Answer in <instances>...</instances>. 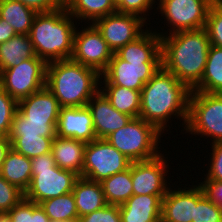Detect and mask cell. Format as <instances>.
I'll return each mask as SVG.
<instances>
[{
    "mask_svg": "<svg viewBox=\"0 0 222 222\" xmlns=\"http://www.w3.org/2000/svg\"><path fill=\"white\" fill-rule=\"evenodd\" d=\"M191 91L161 66L140 91L139 117L154 125L162 134L172 116L182 120V127L185 128Z\"/></svg>",
    "mask_w": 222,
    "mask_h": 222,
    "instance_id": "1",
    "label": "cell"
},
{
    "mask_svg": "<svg viewBox=\"0 0 222 222\" xmlns=\"http://www.w3.org/2000/svg\"><path fill=\"white\" fill-rule=\"evenodd\" d=\"M161 36V64L191 90L201 81L207 63L210 40L205 28Z\"/></svg>",
    "mask_w": 222,
    "mask_h": 222,
    "instance_id": "2",
    "label": "cell"
},
{
    "mask_svg": "<svg viewBox=\"0 0 222 222\" xmlns=\"http://www.w3.org/2000/svg\"><path fill=\"white\" fill-rule=\"evenodd\" d=\"M101 75L71 59L52 61L46 66V87L61 107L86 106L100 90Z\"/></svg>",
    "mask_w": 222,
    "mask_h": 222,
    "instance_id": "3",
    "label": "cell"
},
{
    "mask_svg": "<svg viewBox=\"0 0 222 222\" xmlns=\"http://www.w3.org/2000/svg\"><path fill=\"white\" fill-rule=\"evenodd\" d=\"M75 20L65 6L54 11L37 13L29 33L37 57L46 63L70 59L77 28Z\"/></svg>",
    "mask_w": 222,
    "mask_h": 222,
    "instance_id": "4",
    "label": "cell"
},
{
    "mask_svg": "<svg viewBox=\"0 0 222 222\" xmlns=\"http://www.w3.org/2000/svg\"><path fill=\"white\" fill-rule=\"evenodd\" d=\"M32 180L24 198L40 204L47 199L71 193L77 178L72 171L58 167L52 152L31 158Z\"/></svg>",
    "mask_w": 222,
    "mask_h": 222,
    "instance_id": "5",
    "label": "cell"
},
{
    "mask_svg": "<svg viewBox=\"0 0 222 222\" xmlns=\"http://www.w3.org/2000/svg\"><path fill=\"white\" fill-rule=\"evenodd\" d=\"M161 137L162 133L154 125L136 117L131 118L126 126L114 131L106 139L134 162L157 157L161 152L158 150Z\"/></svg>",
    "mask_w": 222,
    "mask_h": 222,
    "instance_id": "6",
    "label": "cell"
},
{
    "mask_svg": "<svg viewBox=\"0 0 222 222\" xmlns=\"http://www.w3.org/2000/svg\"><path fill=\"white\" fill-rule=\"evenodd\" d=\"M183 131L202 139L211 138V143L222 141V94L191 91Z\"/></svg>",
    "mask_w": 222,
    "mask_h": 222,
    "instance_id": "7",
    "label": "cell"
},
{
    "mask_svg": "<svg viewBox=\"0 0 222 222\" xmlns=\"http://www.w3.org/2000/svg\"><path fill=\"white\" fill-rule=\"evenodd\" d=\"M47 63L35 56L0 71V87L17 102L46 86Z\"/></svg>",
    "mask_w": 222,
    "mask_h": 222,
    "instance_id": "8",
    "label": "cell"
},
{
    "mask_svg": "<svg viewBox=\"0 0 222 222\" xmlns=\"http://www.w3.org/2000/svg\"><path fill=\"white\" fill-rule=\"evenodd\" d=\"M131 162L107 139L96 138L86 144L82 177L101 182L111 175L128 169Z\"/></svg>",
    "mask_w": 222,
    "mask_h": 222,
    "instance_id": "9",
    "label": "cell"
},
{
    "mask_svg": "<svg viewBox=\"0 0 222 222\" xmlns=\"http://www.w3.org/2000/svg\"><path fill=\"white\" fill-rule=\"evenodd\" d=\"M156 9L164 16L169 34L205 28L213 0H157ZM170 25V26H169Z\"/></svg>",
    "mask_w": 222,
    "mask_h": 222,
    "instance_id": "10",
    "label": "cell"
},
{
    "mask_svg": "<svg viewBox=\"0 0 222 222\" xmlns=\"http://www.w3.org/2000/svg\"><path fill=\"white\" fill-rule=\"evenodd\" d=\"M74 33L71 60L96 70L100 75L107 69L113 51L108 47L101 32L92 23ZM78 29V30H77ZM80 30V31H79Z\"/></svg>",
    "mask_w": 222,
    "mask_h": 222,
    "instance_id": "11",
    "label": "cell"
},
{
    "mask_svg": "<svg viewBox=\"0 0 222 222\" xmlns=\"http://www.w3.org/2000/svg\"><path fill=\"white\" fill-rule=\"evenodd\" d=\"M93 24L113 53L140 37L148 26L147 21L138 15L117 11L97 19Z\"/></svg>",
    "mask_w": 222,
    "mask_h": 222,
    "instance_id": "12",
    "label": "cell"
},
{
    "mask_svg": "<svg viewBox=\"0 0 222 222\" xmlns=\"http://www.w3.org/2000/svg\"><path fill=\"white\" fill-rule=\"evenodd\" d=\"M168 157L161 152L157 157L131 162V180L134 195H165L171 187L167 173Z\"/></svg>",
    "mask_w": 222,
    "mask_h": 222,
    "instance_id": "13",
    "label": "cell"
},
{
    "mask_svg": "<svg viewBox=\"0 0 222 222\" xmlns=\"http://www.w3.org/2000/svg\"><path fill=\"white\" fill-rule=\"evenodd\" d=\"M161 66V63H128L113 53L107 69L101 74L100 86L115 85L141 91Z\"/></svg>",
    "mask_w": 222,
    "mask_h": 222,
    "instance_id": "14",
    "label": "cell"
},
{
    "mask_svg": "<svg viewBox=\"0 0 222 222\" xmlns=\"http://www.w3.org/2000/svg\"><path fill=\"white\" fill-rule=\"evenodd\" d=\"M56 136L73 138L85 143L95 140L93 119L88 107H61Z\"/></svg>",
    "mask_w": 222,
    "mask_h": 222,
    "instance_id": "15",
    "label": "cell"
},
{
    "mask_svg": "<svg viewBox=\"0 0 222 222\" xmlns=\"http://www.w3.org/2000/svg\"><path fill=\"white\" fill-rule=\"evenodd\" d=\"M91 112L96 138L106 139L123 128L132 117L117 111L99 90L86 105Z\"/></svg>",
    "mask_w": 222,
    "mask_h": 222,
    "instance_id": "16",
    "label": "cell"
},
{
    "mask_svg": "<svg viewBox=\"0 0 222 222\" xmlns=\"http://www.w3.org/2000/svg\"><path fill=\"white\" fill-rule=\"evenodd\" d=\"M174 186L162 199L161 222H192L196 207V185ZM174 188V189H173Z\"/></svg>",
    "mask_w": 222,
    "mask_h": 222,
    "instance_id": "17",
    "label": "cell"
},
{
    "mask_svg": "<svg viewBox=\"0 0 222 222\" xmlns=\"http://www.w3.org/2000/svg\"><path fill=\"white\" fill-rule=\"evenodd\" d=\"M60 108L55 96L44 86L39 91L19 100L17 111L25 121L58 122Z\"/></svg>",
    "mask_w": 222,
    "mask_h": 222,
    "instance_id": "18",
    "label": "cell"
},
{
    "mask_svg": "<svg viewBox=\"0 0 222 222\" xmlns=\"http://www.w3.org/2000/svg\"><path fill=\"white\" fill-rule=\"evenodd\" d=\"M154 30L148 28L136 40L119 48L115 54L128 63H161V36Z\"/></svg>",
    "mask_w": 222,
    "mask_h": 222,
    "instance_id": "19",
    "label": "cell"
},
{
    "mask_svg": "<svg viewBox=\"0 0 222 222\" xmlns=\"http://www.w3.org/2000/svg\"><path fill=\"white\" fill-rule=\"evenodd\" d=\"M165 195H132L119 205L121 222H161Z\"/></svg>",
    "mask_w": 222,
    "mask_h": 222,
    "instance_id": "20",
    "label": "cell"
},
{
    "mask_svg": "<svg viewBox=\"0 0 222 222\" xmlns=\"http://www.w3.org/2000/svg\"><path fill=\"white\" fill-rule=\"evenodd\" d=\"M86 144L73 138L55 136L51 152L56 165L82 177Z\"/></svg>",
    "mask_w": 222,
    "mask_h": 222,
    "instance_id": "21",
    "label": "cell"
},
{
    "mask_svg": "<svg viewBox=\"0 0 222 222\" xmlns=\"http://www.w3.org/2000/svg\"><path fill=\"white\" fill-rule=\"evenodd\" d=\"M72 193L79 217L88 215L107 205L100 182L79 176L74 183Z\"/></svg>",
    "mask_w": 222,
    "mask_h": 222,
    "instance_id": "22",
    "label": "cell"
},
{
    "mask_svg": "<svg viewBox=\"0 0 222 222\" xmlns=\"http://www.w3.org/2000/svg\"><path fill=\"white\" fill-rule=\"evenodd\" d=\"M0 175L25 193L32 180L31 159L11 148L3 161Z\"/></svg>",
    "mask_w": 222,
    "mask_h": 222,
    "instance_id": "23",
    "label": "cell"
},
{
    "mask_svg": "<svg viewBox=\"0 0 222 222\" xmlns=\"http://www.w3.org/2000/svg\"><path fill=\"white\" fill-rule=\"evenodd\" d=\"M64 6L77 22L87 24L117 11L112 0H64Z\"/></svg>",
    "mask_w": 222,
    "mask_h": 222,
    "instance_id": "24",
    "label": "cell"
},
{
    "mask_svg": "<svg viewBox=\"0 0 222 222\" xmlns=\"http://www.w3.org/2000/svg\"><path fill=\"white\" fill-rule=\"evenodd\" d=\"M37 56L29 35L17 34L0 44V71Z\"/></svg>",
    "mask_w": 222,
    "mask_h": 222,
    "instance_id": "25",
    "label": "cell"
},
{
    "mask_svg": "<svg viewBox=\"0 0 222 222\" xmlns=\"http://www.w3.org/2000/svg\"><path fill=\"white\" fill-rule=\"evenodd\" d=\"M192 91L222 94V47L210 45L201 81Z\"/></svg>",
    "mask_w": 222,
    "mask_h": 222,
    "instance_id": "26",
    "label": "cell"
},
{
    "mask_svg": "<svg viewBox=\"0 0 222 222\" xmlns=\"http://www.w3.org/2000/svg\"><path fill=\"white\" fill-rule=\"evenodd\" d=\"M36 14L20 1L0 0V18L7 21L17 34L29 35Z\"/></svg>",
    "mask_w": 222,
    "mask_h": 222,
    "instance_id": "27",
    "label": "cell"
},
{
    "mask_svg": "<svg viewBox=\"0 0 222 222\" xmlns=\"http://www.w3.org/2000/svg\"><path fill=\"white\" fill-rule=\"evenodd\" d=\"M100 91L119 112L132 118L139 117L141 95L140 91L115 85H104Z\"/></svg>",
    "mask_w": 222,
    "mask_h": 222,
    "instance_id": "28",
    "label": "cell"
},
{
    "mask_svg": "<svg viewBox=\"0 0 222 222\" xmlns=\"http://www.w3.org/2000/svg\"><path fill=\"white\" fill-rule=\"evenodd\" d=\"M107 204L121 205L133 195L130 167L100 182Z\"/></svg>",
    "mask_w": 222,
    "mask_h": 222,
    "instance_id": "29",
    "label": "cell"
},
{
    "mask_svg": "<svg viewBox=\"0 0 222 222\" xmlns=\"http://www.w3.org/2000/svg\"><path fill=\"white\" fill-rule=\"evenodd\" d=\"M40 206L43 208L50 221H78V211L76 208L74 194L72 192L42 201Z\"/></svg>",
    "mask_w": 222,
    "mask_h": 222,
    "instance_id": "30",
    "label": "cell"
},
{
    "mask_svg": "<svg viewBox=\"0 0 222 222\" xmlns=\"http://www.w3.org/2000/svg\"><path fill=\"white\" fill-rule=\"evenodd\" d=\"M56 126L57 122L25 121V118L16 111L13 116L8 139L11 141L14 137L37 135L55 137Z\"/></svg>",
    "mask_w": 222,
    "mask_h": 222,
    "instance_id": "31",
    "label": "cell"
},
{
    "mask_svg": "<svg viewBox=\"0 0 222 222\" xmlns=\"http://www.w3.org/2000/svg\"><path fill=\"white\" fill-rule=\"evenodd\" d=\"M55 137L37 136H22L14 137L11 142V148L28 157L34 158L51 152L53 139Z\"/></svg>",
    "mask_w": 222,
    "mask_h": 222,
    "instance_id": "32",
    "label": "cell"
},
{
    "mask_svg": "<svg viewBox=\"0 0 222 222\" xmlns=\"http://www.w3.org/2000/svg\"><path fill=\"white\" fill-rule=\"evenodd\" d=\"M192 222H222V207L209 200L196 184V207Z\"/></svg>",
    "mask_w": 222,
    "mask_h": 222,
    "instance_id": "33",
    "label": "cell"
},
{
    "mask_svg": "<svg viewBox=\"0 0 222 222\" xmlns=\"http://www.w3.org/2000/svg\"><path fill=\"white\" fill-rule=\"evenodd\" d=\"M210 45L222 47V3L214 1L208 11L205 24Z\"/></svg>",
    "mask_w": 222,
    "mask_h": 222,
    "instance_id": "34",
    "label": "cell"
},
{
    "mask_svg": "<svg viewBox=\"0 0 222 222\" xmlns=\"http://www.w3.org/2000/svg\"><path fill=\"white\" fill-rule=\"evenodd\" d=\"M18 102L0 87V136L8 137Z\"/></svg>",
    "mask_w": 222,
    "mask_h": 222,
    "instance_id": "35",
    "label": "cell"
},
{
    "mask_svg": "<svg viewBox=\"0 0 222 222\" xmlns=\"http://www.w3.org/2000/svg\"><path fill=\"white\" fill-rule=\"evenodd\" d=\"M24 198V192L0 175V213H7Z\"/></svg>",
    "mask_w": 222,
    "mask_h": 222,
    "instance_id": "36",
    "label": "cell"
},
{
    "mask_svg": "<svg viewBox=\"0 0 222 222\" xmlns=\"http://www.w3.org/2000/svg\"><path fill=\"white\" fill-rule=\"evenodd\" d=\"M157 0H122L116 7L117 12L135 14L144 20L150 19L145 16L157 4Z\"/></svg>",
    "mask_w": 222,
    "mask_h": 222,
    "instance_id": "37",
    "label": "cell"
},
{
    "mask_svg": "<svg viewBox=\"0 0 222 222\" xmlns=\"http://www.w3.org/2000/svg\"><path fill=\"white\" fill-rule=\"evenodd\" d=\"M210 158L208 160L207 173L204 176L207 180L222 181V141L211 143Z\"/></svg>",
    "mask_w": 222,
    "mask_h": 222,
    "instance_id": "38",
    "label": "cell"
},
{
    "mask_svg": "<svg viewBox=\"0 0 222 222\" xmlns=\"http://www.w3.org/2000/svg\"><path fill=\"white\" fill-rule=\"evenodd\" d=\"M77 222H121L119 205L107 204L102 209L79 217Z\"/></svg>",
    "mask_w": 222,
    "mask_h": 222,
    "instance_id": "39",
    "label": "cell"
},
{
    "mask_svg": "<svg viewBox=\"0 0 222 222\" xmlns=\"http://www.w3.org/2000/svg\"><path fill=\"white\" fill-rule=\"evenodd\" d=\"M203 180L198 184L203 194L217 206L222 207V181L207 180L206 178Z\"/></svg>",
    "mask_w": 222,
    "mask_h": 222,
    "instance_id": "40",
    "label": "cell"
},
{
    "mask_svg": "<svg viewBox=\"0 0 222 222\" xmlns=\"http://www.w3.org/2000/svg\"><path fill=\"white\" fill-rule=\"evenodd\" d=\"M7 214L11 222H32V201L23 198Z\"/></svg>",
    "mask_w": 222,
    "mask_h": 222,
    "instance_id": "41",
    "label": "cell"
},
{
    "mask_svg": "<svg viewBox=\"0 0 222 222\" xmlns=\"http://www.w3.org/2000/svg\"><path fill=\"white\" fill-rule=\"evenodd\" d=\"M37 13L54 11L64 7V0H16Z\"/></svg>",
    "mask_w": 222,
    "mask_h": 222,
    "instance_id": "42",
    "label": "cell"
},
{
    "mask_svg": "<svg viewBox=\"0 0 222 222\" xmlns=\"http://www.w3.org/2000/svg\"><path fill=\"white\" fill-rule=\"evenodd\" d=\"M15 35H17V33L14 31V28L9 25L7 21L0 18V44L7 42Z\"/></svg>",
    "mask_w": 222,
    "mask_h": 222,
    "instance_id": "43",
    "label": "cell"
},
{
    "mask_svg": "<svg viewBox=\"0 0 222 222\" xmlns=\"http://www.w3.org/2000/svg\"><path fill=\"white\" fill-rule=\"evenodd\" d=\"M32 222H50L43 208L35 202H32Z\"/></svg>",
    "mask_w": 222,
    "mask_h": 222,
    "instance_id": "44",
    "label": "cell"
},
{
    "mask_svg": "<svg viewBox=\"0 0 222 222\" xmlns=\"http://www.w3.org/2000/svg\"><path fill=\"white\" fill-rule=\"evenodd\" d=\"M11 149V142L8 137L0 136V169L5 160L7 152Z\"/></svg>",
    "mask_w": 222,
    "mask_h": 222,
    "instance_id": "45",
    "label": "cell"
},
{
    "mask_svg": "<svg viewBox=\"0 0 222 222\" xmlns=\"http://www.w3.org/2000/svg\"><path fill=\"white\" fill-rule=\"evenodd\" d=\"M0 222H11L7 213H0Z\"/></svg>",
    "mask_w": 222,
    "mask_h": 222,
    "instance_id": "46",
    "label": "cell"
},
{
    "mask_svg": "<svg viewBox=\"0 0 222 222\" xmlns=\"http://www.w3.org/2000/svg\"><path fill=\"white\" fill-rule=\"evenodd\" d=\"M115 6H117L122 0H112Z\"/></svg>",
    "mask_w": 222,
    "mask_h": 222,
    "instance_id": "47",
    "label": "cell"
}]
</instances>
